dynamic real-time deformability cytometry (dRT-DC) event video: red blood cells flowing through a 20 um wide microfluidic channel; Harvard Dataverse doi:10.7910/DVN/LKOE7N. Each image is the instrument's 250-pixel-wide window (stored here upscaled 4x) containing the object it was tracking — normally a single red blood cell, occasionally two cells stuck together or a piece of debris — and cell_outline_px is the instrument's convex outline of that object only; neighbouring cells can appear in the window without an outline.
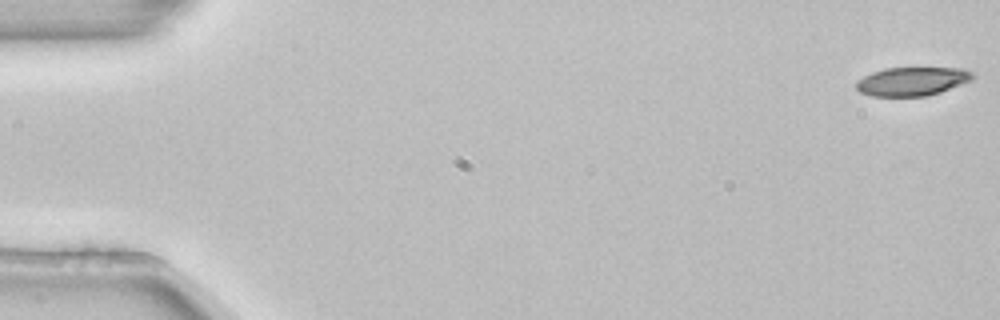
{"species": "common noctule bat (a hibernating species)", "species_latin": "Nyctalus noctula", "temperature_condition": "room temperature", "stored_images_in_passage": 3, "camera_frame_rate_fps": 3000, "um_per_image_px": 0.085, "animal": {"sex": "female", "body_mass_g": 22.7, "forearm_length_mm": 54.2}, "frame": {"image": 1, "passage_image": 1, "time_ms": 0.0, "image_size_px": [1000, 320], "cell_outline_px": [[976, 76], [972, 80], [940, 92], [924, 96], [872, 96], [860, 92], [856, 88], [856, 80], [872, 72], [884, 68], [964, 68], [972, 72]], "centroid_in_image_um": [77.53, 6.91], "position_along_channel_um": 7.5, "area_um2": 19.48}}